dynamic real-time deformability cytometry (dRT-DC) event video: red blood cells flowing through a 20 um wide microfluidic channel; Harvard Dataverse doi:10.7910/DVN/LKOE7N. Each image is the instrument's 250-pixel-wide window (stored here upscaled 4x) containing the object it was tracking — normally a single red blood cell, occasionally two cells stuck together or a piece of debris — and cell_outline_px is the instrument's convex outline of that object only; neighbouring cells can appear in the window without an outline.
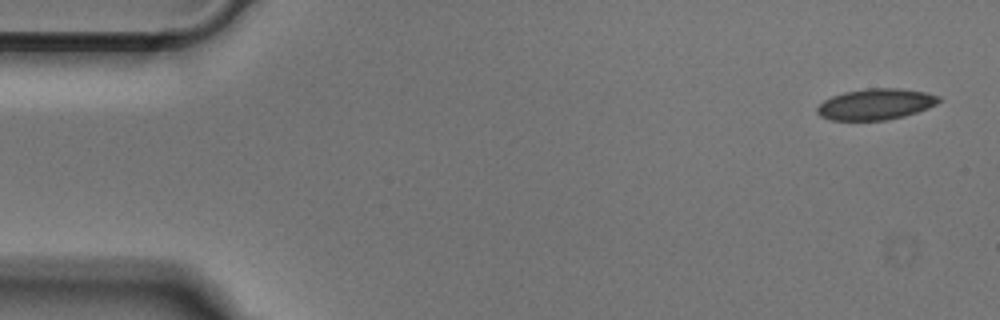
{"species": "Egyptian fruit bat (a non-hibernating species)", "species_latin": "Rousettus aegyptiacus", "temperature_condition": "cold", "stored_images_in_passage": 50, "camera_frame_rate_fps": 3000, "um_per_image_px": 0.085, "animal": {"sex": "male"}, "frame": {"image": 1, "passage_image": 1, "time_ms": 0.0, "image_size_px": [1000, 320], "cell_outline_px": [[940, 100], [936, 104], [928, 108], [904, 116], [884, 120], [832, 120], [820, 116], [816, 112], [816, 108], [824, 100], [832, 96], [844, 92], [868, 88], [900, 88], [924, 92], [940, 96]], "centroid_in_image_um": [74.42, 8.85], "position_along_channel_um": 10.6, "area_um2": 21.91}}
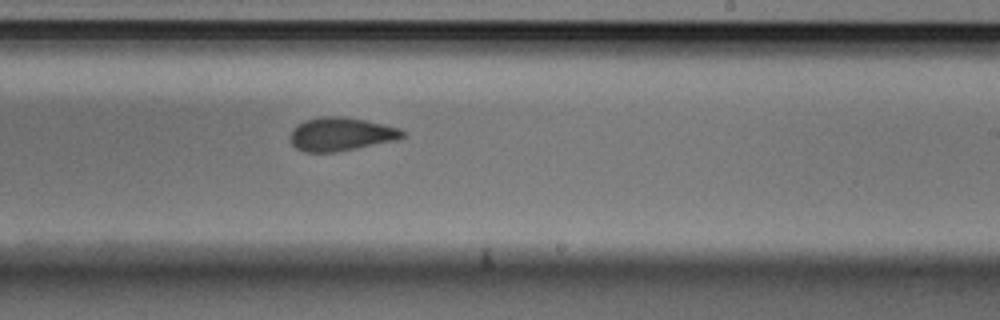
{"frame": {"image": 2, "passage_image": 29, "time_ms": 9.333, "image_size_px": [1000, 320], "cell_outline_px": [[404, 136], [396, 140], [336, 152], [304, 152], [296, 148], [292, 144], [292, 132], [304, 120], [320, 116], [344, 116], [384, 124], [400, 128], [404, 132]], "centroid_in_image_um": [29.01, 11.4], "position_along_channel_um": 260.0, "area_um2": 21.62}}
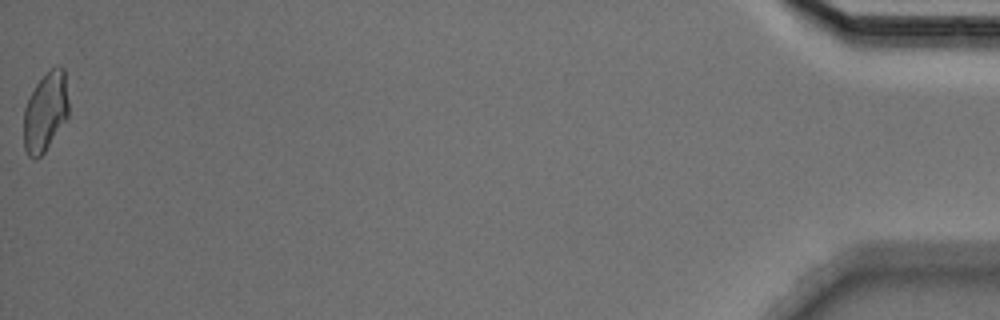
{"frame": {"image": 3, "passage_image": 50, "time_ms": 16.333, "image_size_px": [1000, 320], "cell_outline_px": [[68, 116], [44, 152], [36, 160], [32, 160], [28, 156], [24, 148], [24, 108], [36, 84], [56, 64], [60, 64], [64, 68], [68, 100]], "centroid_in_image_um": [3.86, 9.51], "position_along_channel_um": 431.3, "area_um2": 20.63}}